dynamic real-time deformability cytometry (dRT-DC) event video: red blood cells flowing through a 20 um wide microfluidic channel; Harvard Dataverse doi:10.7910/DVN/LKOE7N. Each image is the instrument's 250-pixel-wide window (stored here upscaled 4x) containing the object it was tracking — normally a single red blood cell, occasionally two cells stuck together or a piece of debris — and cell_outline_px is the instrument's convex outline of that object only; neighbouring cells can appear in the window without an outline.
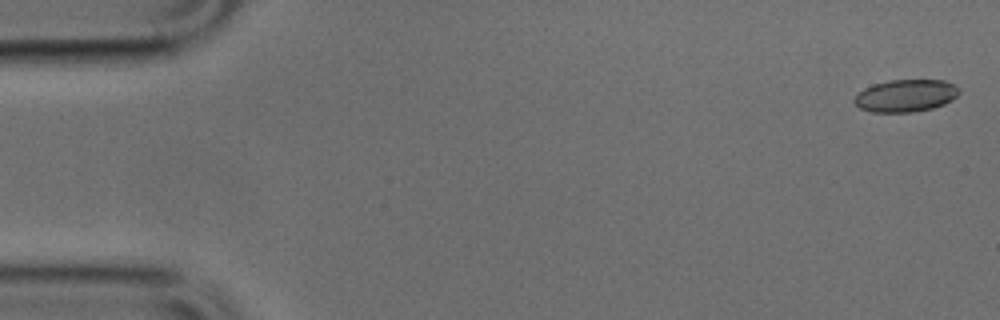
{"species": "common noctule bat (a hibernating species)", "species_latin": "Nyctalus noctula", "temperature_condition": "cold", "stored_images_in_passage": 45, "camera_frame_rate_fps": 3000, "um_per_image_px": 0.085, "animal": {"sex": "male", "body_mass_g": 17.9, "forearm_length_mm": 54.2}, "frame": {"image": 1, "passage_image": 2, "time_ms": 0.333, "image_size_px": [1000, 320], "cell_outline_px": [[960, 92], [952, 100], [944, 104], [932, 108], [912, 112], [872, 112], [860, 108], [852, 100], [864, 88], [872, 84], [888, 80], [944, 80], [960, 88]], "centroid_in_image_um": [76.98, 8.13], "position_along_channel_um": 8.0, "area_um2": 19.77}}
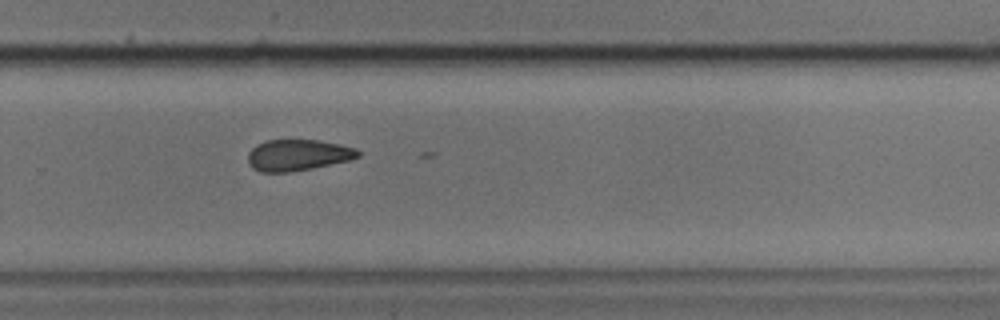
{"frame": {"image": 2, "passage_image": 34, "time_ms": 11.0, "image_size_px": [1000, 320], "cell_outline_px": [[360, 156], [348, 160], [312, 168], [288, 172], [260, 172], [252, 168], [248, 164], [248, 152], [256, 144], [268, 140], [320, 140], [340, 144], [356, 148], [360, 152]], "centroid_in_image_um": [25.29, 13.18], "position_along_channel_um": 304.5, "area_um2": 20.06}}
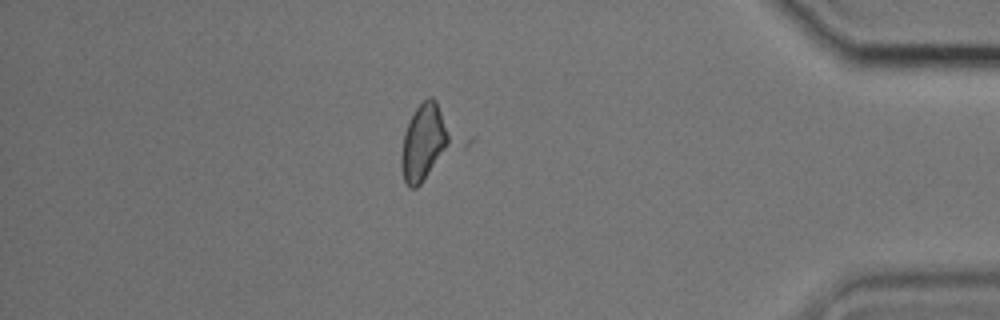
{"frame": {"image": 3, "passage_image": 44, "time_ms": 14.333, "image_size_px": [1000, 320], "cell_outline_px": [[476, 136], [464, 148], [416, 188], [408, 188], [404, 180], [400, 164], [400, 156], [404, 136], [408, 124], [416, 108], [428, 96], [432, 96]], "centroid_in_image_um": [36.63, 12.04], "position_along_channel_um": 398.6, "area_um2": 28.55}}